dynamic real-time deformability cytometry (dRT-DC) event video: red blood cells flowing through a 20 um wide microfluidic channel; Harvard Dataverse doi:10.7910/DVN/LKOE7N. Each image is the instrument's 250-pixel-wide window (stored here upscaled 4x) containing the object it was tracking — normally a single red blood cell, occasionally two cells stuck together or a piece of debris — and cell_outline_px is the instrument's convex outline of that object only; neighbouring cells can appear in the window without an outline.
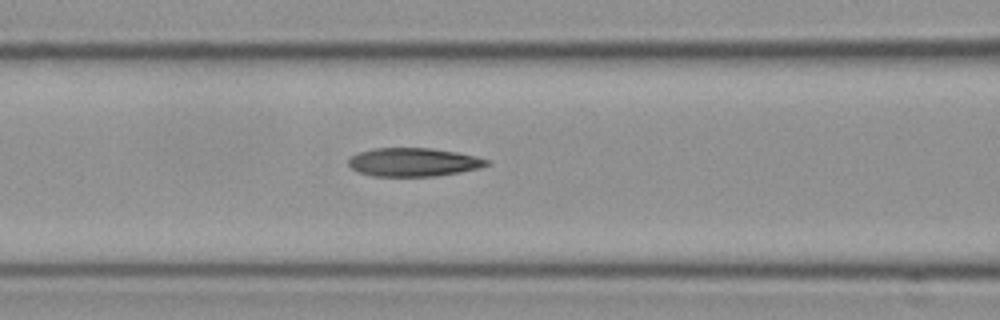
{"species": "Egyptian fruit bat (a non-hibernating species)", "species_latin": "Rousettus aegyptiacus", "temperature_condition": "cold", "stored_images_in_passage": 7, "camera_frame_rate_fps": 3000, "um_per_image_px": 0.085, "frame": {"image": 1, "passage_image": 7, "time_ms": 2.0, "image_size_px": [1000, 320], "cell_outline_px": [[492, 164], [480, 168], [460, 172], [436, 176], [372, 176], [360, 172], [352, 168], [348, 164], [348, 160], [352, 156], [360, 152], [376, 148], [432, 148], [456, 152], [476, 156], [488, 160]], "centroid_in_image_um": [35.19, 13.78], "position_along_channel_um": 131.4, "area_um2": 22.89}}